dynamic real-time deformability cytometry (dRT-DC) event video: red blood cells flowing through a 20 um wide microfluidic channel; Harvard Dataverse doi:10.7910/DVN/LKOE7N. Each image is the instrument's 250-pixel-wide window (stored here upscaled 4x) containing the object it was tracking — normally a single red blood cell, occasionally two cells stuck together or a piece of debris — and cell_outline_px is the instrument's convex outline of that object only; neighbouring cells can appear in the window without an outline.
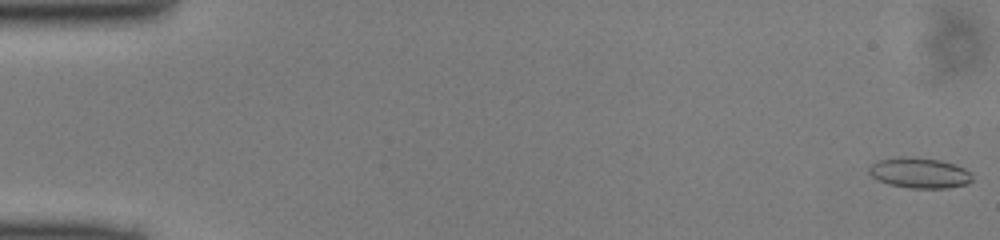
{"species": "common noctule bat (a hibernating species)", "species_latin": "Nyctalus noctula", "temperature_condition": "cold", "stored_images_in_passage": 7, "camera_frame_rate_fps": 3000, "um_per_image_px": 0.085, "animal": {"sex": "male", "body_mass_g": 13.0, "forearm_length_mm": 53.1}, "frame": {"image": 1, "passage_image": 1, "time_ms": 0.0, "image_size_px": [1000, 240], "cell_outline_px": [[972, 180], [968, 184], [948, 188], [908, 188], [888, 184], [872, 176], [868, 172], [868, 168], [876, 160], [900, 156], [908, 156], [940, 160], [956, 164], [972, 172]], "centroid_in_image_um": [78.17, 14.69], "position_along_channel_um": 6.8, "area_um2": 18.61}}